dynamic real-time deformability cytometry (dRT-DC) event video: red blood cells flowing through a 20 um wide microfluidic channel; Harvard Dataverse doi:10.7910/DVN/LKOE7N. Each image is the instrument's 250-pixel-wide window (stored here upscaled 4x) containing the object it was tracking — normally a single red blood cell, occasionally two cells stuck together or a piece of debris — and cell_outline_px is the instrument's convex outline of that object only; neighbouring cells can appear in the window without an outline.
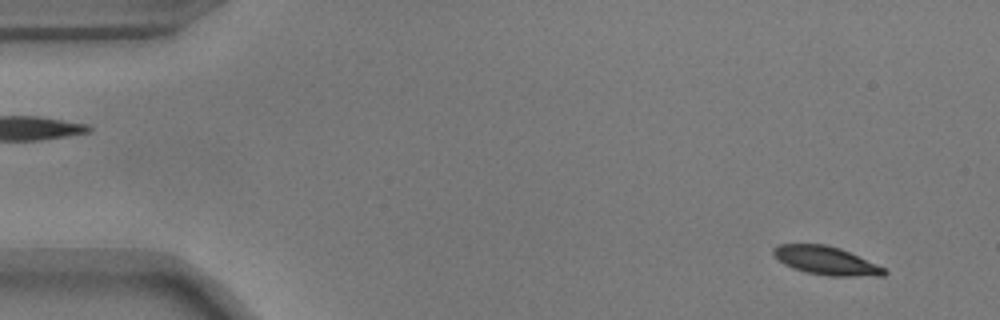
{"species": "common noctule bat (a hibernating species)", "species_latin": "Nyctalus noctula", "temperature_condition": "warm", "stored_images_in_passage": 56, "camera_frame_rate_fps": 3000, "um_per_image_px": 0.085, "animal": {"sex": "male", "body_mass_g": 17.9}, "frame": {"image": 1, "passage_image": 4, "time_ms": 1.0, "image_size_px": [1000, 320], "cell_outline_px": [[888, 272], [884, 276], [828, 276], [804, 272], [792, 268], [784, 264], [772, 252], [772, 248], [776, 244], [824, 244], [840, 248], [876, 264], [884, 268]], "centroid_in_image_um": [70.19, 22.16], "position_along_channel_um": 14.8, "area_um2": 18.32}}
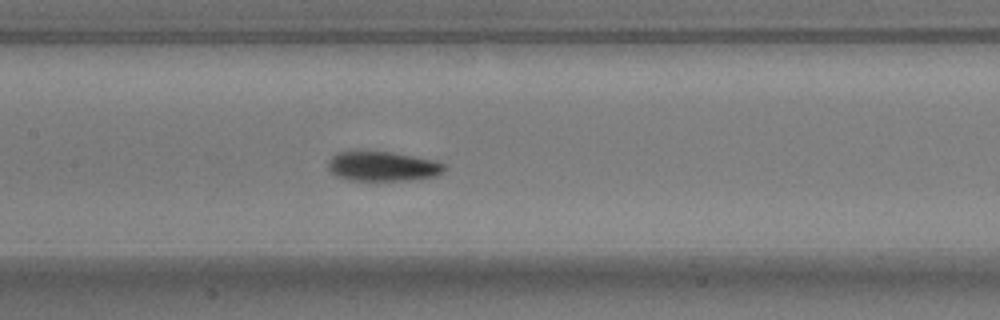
{"frame": {"image": 2, "passage_image": 26, "time_ms": 8.333, "image_size_px": [1000, 320], "cell_outline_px": [[444, 172], [436, 176], [408, 180], [348, 180], [336, 176], [328, 168], [328, 160], [336, 152], [388, 152], [432, 160], [444, 164]], "centroid_in_image_um": [32.49, 14.15], "position_along_channel_um": 174.9, "area_um2": 19.71}}
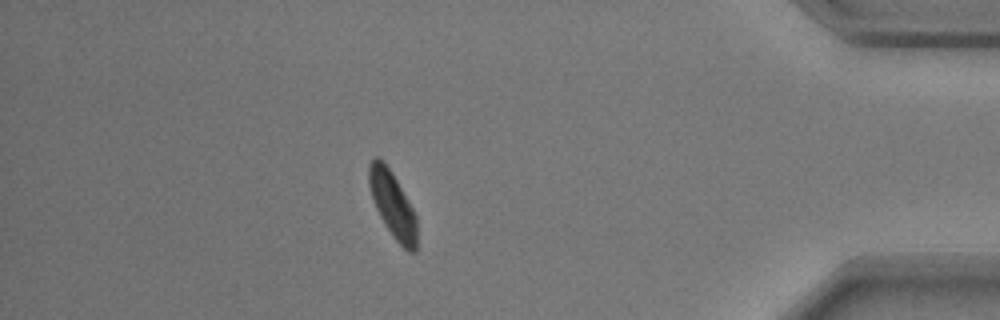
{"frame": {"image": 3, "passage_image": 48, "time_ms": 15.667, "image_size_px": [1000, 320], "cell_outline_px": [[416, 252], [408, 252], [392, 236], [384, 224], [376, 208], [368, 184], [368, 164], [376, 156], [384, 160], [392, 172], [408, 200], [416, 216]], "centroid_in_image_um": [33.35, 17.36], "position_along_channel_um": 401.8, "area_um2": 18.38}, "authors_computed_cell_mechanics": {"area_um2": 19.2185, "velocity_mm_per_s": 3.668, "shape_relaxation_time_tau1_ms": 3.4315, "shape_relaxation_time_tau2_ms": 3.5727, "deformation_change_tau1": 0.1675, "deformation_change_tau2": 0.0633}}